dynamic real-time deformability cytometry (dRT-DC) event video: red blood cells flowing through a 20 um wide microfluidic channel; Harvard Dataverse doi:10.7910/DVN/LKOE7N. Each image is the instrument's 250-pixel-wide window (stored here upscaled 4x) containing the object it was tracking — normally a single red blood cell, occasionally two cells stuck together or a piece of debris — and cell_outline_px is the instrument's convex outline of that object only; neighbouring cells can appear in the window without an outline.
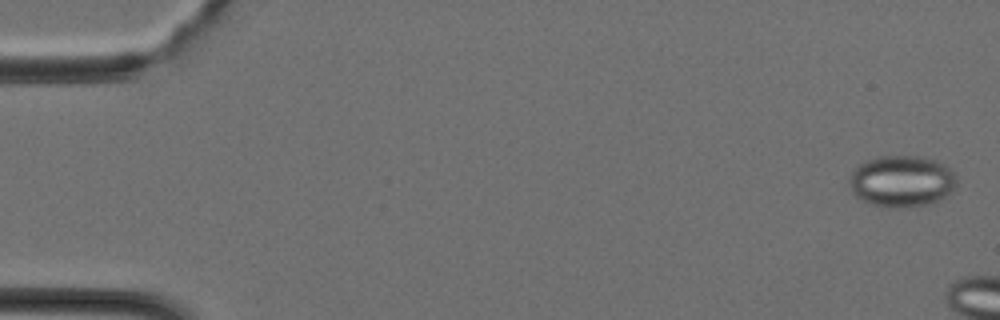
{"species": "Egyptian fruit bat (a non-hibernating species)", "species_latin": "Rousettus aegyptiacus", "temperature_condition": "cold", "stored_images_in_passage": 6, "camera_frame_rate_fps": 3000, "um_per_image_px": 0.085, "animal": {"sex": "female"}, "frame": {"image": 1, "passage_image": 1, "time_ms": 0.0, "image_size_px": [1000, 320], "cell_outline_px": [[956, 184], [940, 200], [928, 204], [896, 208], [888, 208], [872, 204], [860, 200], [852, 192], [848, 180], [852, 172], [864, 160], [876, 156], [920, 156], [936, 160], [944, 164], [956, 176]], "centroid_in_image_um": [76.6, 15.39], "position_along_channel_um": 8.4, "area_um2": 32.25}}